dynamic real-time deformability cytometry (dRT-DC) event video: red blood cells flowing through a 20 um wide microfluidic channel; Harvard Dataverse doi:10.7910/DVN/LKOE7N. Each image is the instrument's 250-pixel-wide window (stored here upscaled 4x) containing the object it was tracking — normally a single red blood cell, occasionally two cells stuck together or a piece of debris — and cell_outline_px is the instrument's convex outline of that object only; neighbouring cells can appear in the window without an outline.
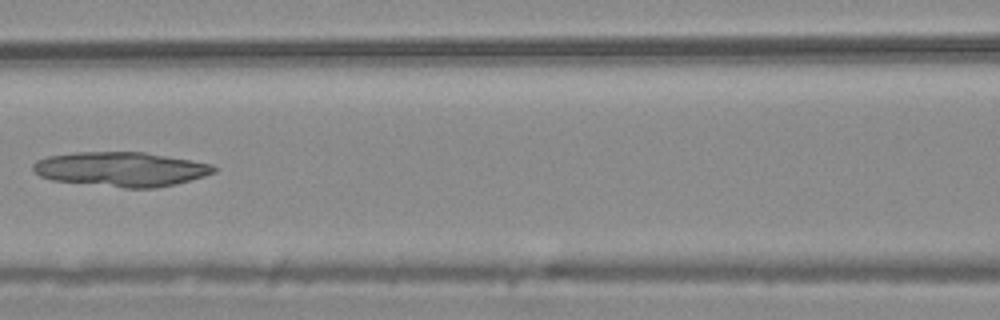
{"species": "common noctule bat (a hibernating species)", "species_latin": "Nyctalus noctula", "temperature_condition": "warm", "stored_images_in_passage": 7, "camera_frame_rate_fps": 3000, "um_per_image_px": 0.085, "animal": {"sex": "male", "body_mass_g": 20.4}, "frame": {"image": 1, "passage_image": 7, "time_ms": 2.0, "image_size_px": [1000, 320], "cell_outline_px": [[216, 172], [204, 176], [176, 184], [156, 188], [124, 188], [52, 180], [40, 176], [32, 168], [32, 164], [36, 160], [48, 156], [76, 152], [144, 152], [212, 164], [216, 168]], "centroid_in_image_um": [10.28, 14.38], "position_along_channel_um": 156.3, "area_um2": 36.3}}